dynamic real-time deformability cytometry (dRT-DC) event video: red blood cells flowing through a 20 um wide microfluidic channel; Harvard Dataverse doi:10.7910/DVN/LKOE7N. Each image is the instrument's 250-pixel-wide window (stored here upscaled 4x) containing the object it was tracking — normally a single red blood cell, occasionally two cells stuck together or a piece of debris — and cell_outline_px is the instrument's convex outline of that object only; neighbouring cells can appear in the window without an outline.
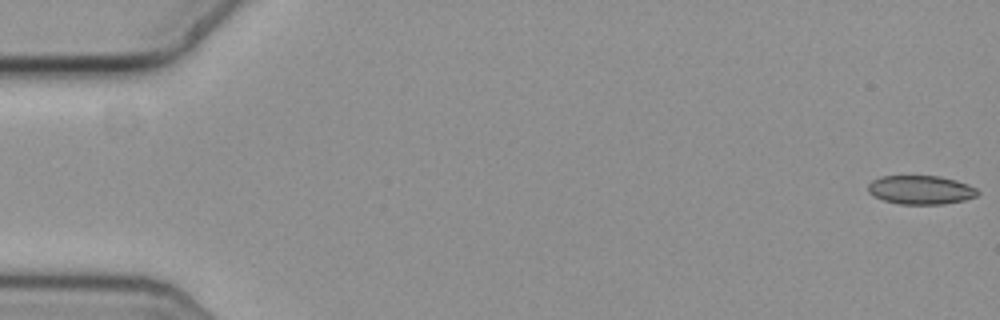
{"species": "common noctule bat (a hibernating species)", "species_latin": "Nyctalus noctula", "temperature_condition": "cold", "stored_images_in_passage": 54, "camera_frame_rate_fps": 3000, "um_per_image_px": 0.085, "animal": {"sex": "female", "body_mass_g": 19.3, "forearm_length_mm": 54.1}, "frame": {"image": 1, "passage_image": 1, "time_ms": 0.0, "image_size_px": [1000, 320], "cell_outline_px": [[980, 192], [976, 196], [964, 200], [940, 204], [900, 204], [884, 200], [868, 192], [868, 184], [872, 180], [880, 176], [940, 176], [956, 180], [968, 184], [976, 188]], "centroid_in_image_um": [78.27, 16.13], "position_along_channel_um": 6.7, "area_um2": 18.32}}
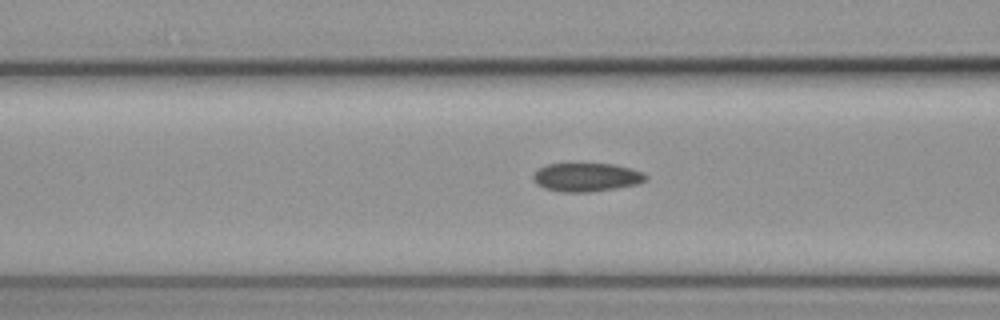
{"frame": {"image": 2, "passage_image": 23, "time_ms": 7.333, "image_size_px": [1000, 320], "cell_outline_px": [[648, 176], [644, 180], [636, 184], [616, 188], [588, 192], [560, 192], [544, 188], [536, 184], [532, 176], [544, 164], [568, 160], [612, 164], [644, 172]], "centroid_in_image_um": [49.77, 15.0], "position_along_channel_um": 116.8, "area_um2": 19.54}}
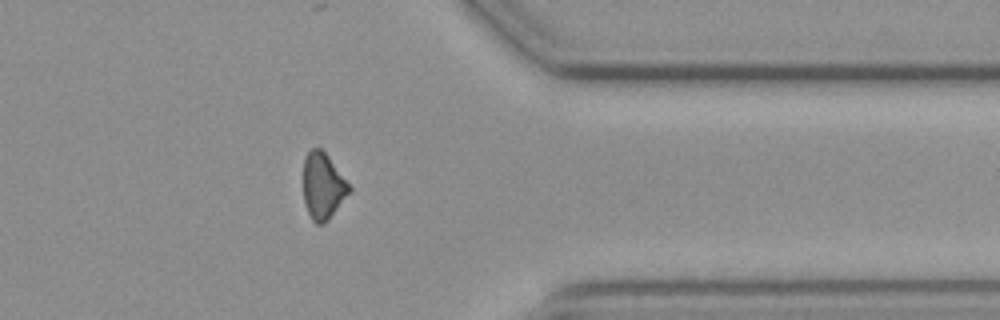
{"frame": {"image": 3, "passage_image": 46, "time_ms": 15.0, "image_size_px": [1000, 320], "cell_outline_px": [[352, 188], [328, 220], [324, 224], [316, 224], [312, 220], [308, 212], [304, 200], [304, 156], [312, 148], [320, 148], [328, 156]], "centroid_in_image_um": [27.43, 15.81], "position_along_channel_um": 384.0, "area_um2": 17.4}, "authors_computed_cell_mechanics": {"area_um2": 18.6694, "velocity_mm_per_s": 3.6637, "shape_relaxation_time_tau1_ms": null, "shape_relaxation_time_tau2_ms": 5.2158, "deformation_change_tau1": null, "deformation_change_tau2": 0.0999}}